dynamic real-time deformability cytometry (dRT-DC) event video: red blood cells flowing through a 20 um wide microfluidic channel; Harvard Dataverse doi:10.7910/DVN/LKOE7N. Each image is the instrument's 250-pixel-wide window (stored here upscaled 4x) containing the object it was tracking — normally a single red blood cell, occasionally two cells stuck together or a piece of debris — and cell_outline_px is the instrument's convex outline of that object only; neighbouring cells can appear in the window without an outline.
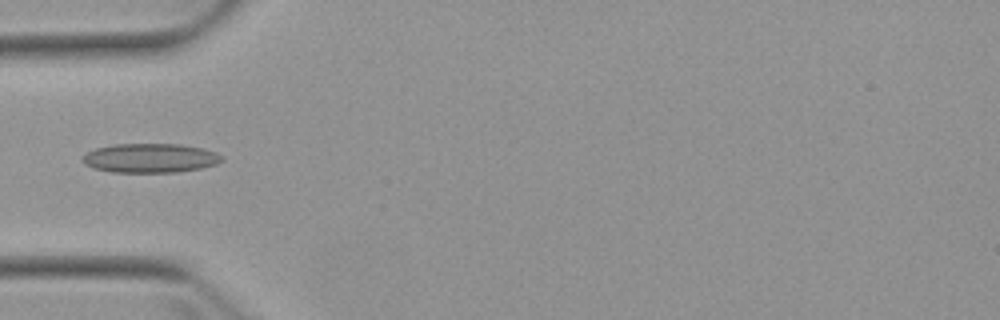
{"species": "Egyptian fruit bat (a non-hibernating species)", "species_latin": "Rousettus aegyptiacus", "temperature_condition": "warm", "stored_images_in_passage": 3, "camera_frame_rate_fps": 3000, "um_per_image_px": 0.085, "animal": {"sex": "female"}, "frame": {"image": 1, "passage_image": 2, "time_ms": 1.333, "image_size_px": [1000, 320], "cell_outline_px": [[224, 160], [216, 164], [200, 168], [176, 172], [112, 172], [92, 168], [84, 164], [84, 156], [88, 152], [96, 148], [116, 144], [180, 144], [204, 148], [216, 152], [224, 156]], "centroid_in_image_um": [12.81, 13.43], "position_along_channel_um": 72.2, "area_um2": 23.7}}
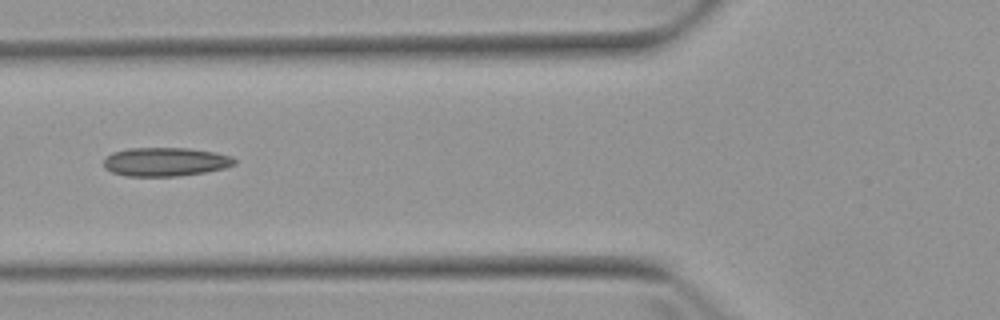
{"frame": {"image": 2, "passage_image": 3, "time_ms": 2.333, "image_size_px": [1000, 320], "cell_outline_px": [[236, 164], [224, 168], [204, 172], [176, 176], [124, 176], [112, 172], [104, 168], [104, 160], [112, 152], [128, 148], [188, 148], [216, 152], [232, 156], [236, 160]], "centroid_in_image_um": [14.06, 13.75], "position_along_channel_um": 111.7, "area_um2": 21.96}}